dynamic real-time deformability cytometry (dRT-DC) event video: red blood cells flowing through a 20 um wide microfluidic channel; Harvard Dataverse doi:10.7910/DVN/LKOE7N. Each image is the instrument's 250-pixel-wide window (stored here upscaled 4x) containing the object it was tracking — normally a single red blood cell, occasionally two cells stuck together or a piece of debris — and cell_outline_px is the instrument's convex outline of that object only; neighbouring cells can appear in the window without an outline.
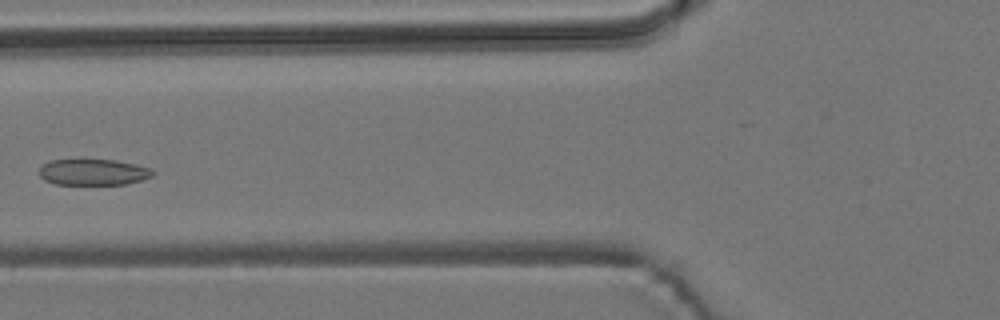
{"species": "common noctule bat (a hibernating species)", "species_latin": "Nyctalus noctula", "temperature_condition": "room temperature", "stored_images_in_passage": 5, "camera_frame_rate_fps": 3000, "um_per_image_px": 0.085, "animal": {"sex": "male", "body_mass_g": 19.2, "forearm_length_mm": 51.8}, "frame": {"image": 1, "passage_image": 4, "time_ms": 3.333, "image_size_px": [1000, 320], "cell_outline_px": [[156, 172], [152, 176], [128, 184], [56, 184], [44, 180], [40, 176], [40, 168], [48, 160], [80, 156], [116, 160], [136, 164], [152, 168]], "centroid_in_image_um": [7.91, 14.57], "position_along_channel_um": 117.9, "area_um2": 18.26}}
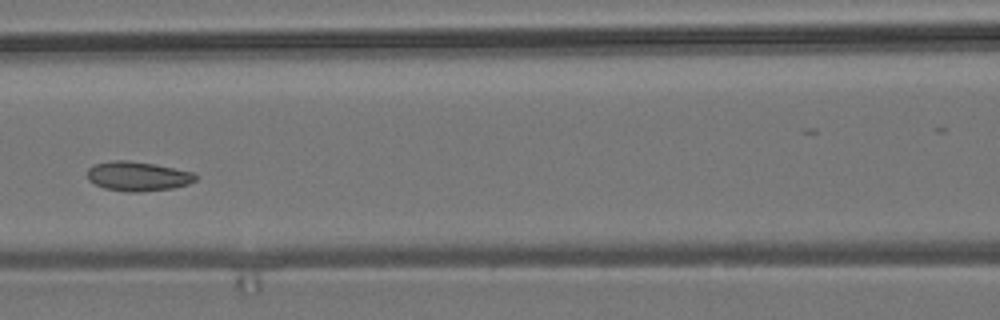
{"frame": {"image": 2, "passage_image": 5, "time_ms": 4.333, "image_size_px": [1000, 320], "cell_outline_px": [[196, 180], [188, 184], [172, 188], [140, 192], [128, 192], [104, 188], [88, 180], [88, 168], [92, 164], [112, 160], [128, 160], [156, 164], [192, 172], [196, 176]], "centroid_in_image_um": [11.68, 14.97], "position_along_channel_um": 154.9, "area_um2": 18.61}}